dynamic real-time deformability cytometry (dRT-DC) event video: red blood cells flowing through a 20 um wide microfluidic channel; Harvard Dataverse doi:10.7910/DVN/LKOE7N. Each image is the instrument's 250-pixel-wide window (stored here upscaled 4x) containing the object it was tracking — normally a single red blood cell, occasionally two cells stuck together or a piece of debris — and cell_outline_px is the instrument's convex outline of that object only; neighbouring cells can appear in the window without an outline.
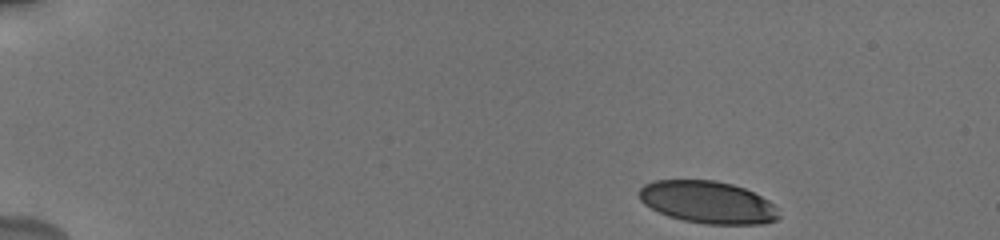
{"species": "human", "species_latin": "Homo sapiens", "temperature_condition": "cold", "stored_images_in_passage": 10, "camera_frame_rate_fps": 3000, "um_per_image_px": 0.085, "donor": {"sex": "male"}, "frame": {"image": 1, "passage_image": 1, "time_ms": 0.0, "image_size_px": [1000, 240], "cell_outline_px": [[780, 216], [776, 220], [764, 224], [704, 224], [684, 220], [668, 216], [644, 204], [640, 200], [640, 188], [644, 184], [656, 180], [712, 180], [732, 184], [744, 188], [768, 200], [776, 208]], "centroid_in_image_um": [60.16, 17.19], "position_along_channel_um": 24.8, "area_um2": 34.22}}
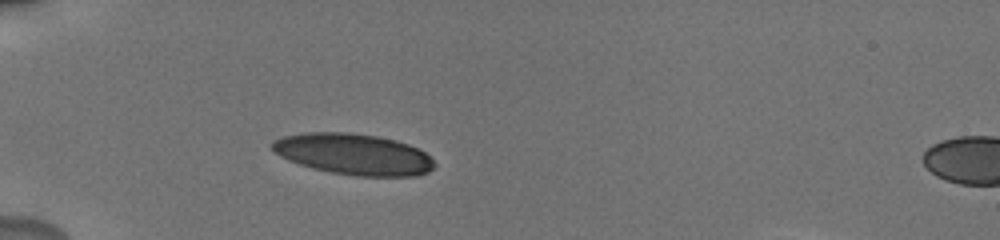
{"frame": {"image": 2, "passage_image": 6, "time_ms": 3.333, "image_size_px": [1000, 240], "cell_outline_px": [[436, 164], [428, 172], [416, 176], [356, 176], [332, 172], [312, 168], [288, 160], [280, 156], [272, 148], [272, 140], [280, 136], [304, 132], [348, 132], [376, 136], [396, 140], [408, 144], [424, 152]], "centroid_in_image_um": [30.02, 13.1], "position_along_channel_um": 55.0, "area_um2": 38.84}}
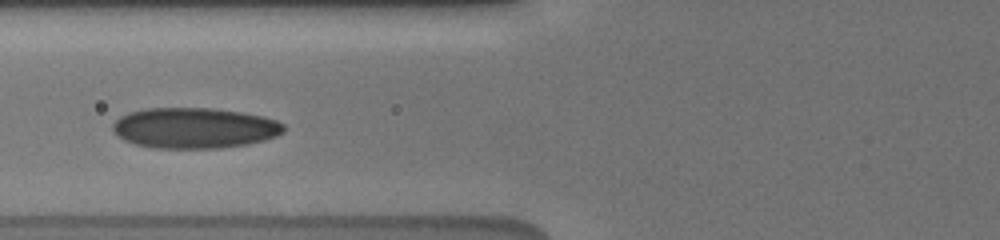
{"frame": {"image": 3, "passage_image": 9, "time_ms": 5.333, "image_size_px": [1000, 240], "cell_outline_px": [[284, 132], [276, 136], [264, 140], [248, 144], [220, 148], [156, 148], [136, 144], [124, 140], [116, 136], [112, 128], [112, 124], [120, 116], [128, 112], [144, 108], [212, 108], [240, 112], [264, 116], [276, 120], [284, 124]], "centroid_in_image_um": [16.51, 10.87], "position_along_channel_um": 109.3, "area_um2": 40.69}}